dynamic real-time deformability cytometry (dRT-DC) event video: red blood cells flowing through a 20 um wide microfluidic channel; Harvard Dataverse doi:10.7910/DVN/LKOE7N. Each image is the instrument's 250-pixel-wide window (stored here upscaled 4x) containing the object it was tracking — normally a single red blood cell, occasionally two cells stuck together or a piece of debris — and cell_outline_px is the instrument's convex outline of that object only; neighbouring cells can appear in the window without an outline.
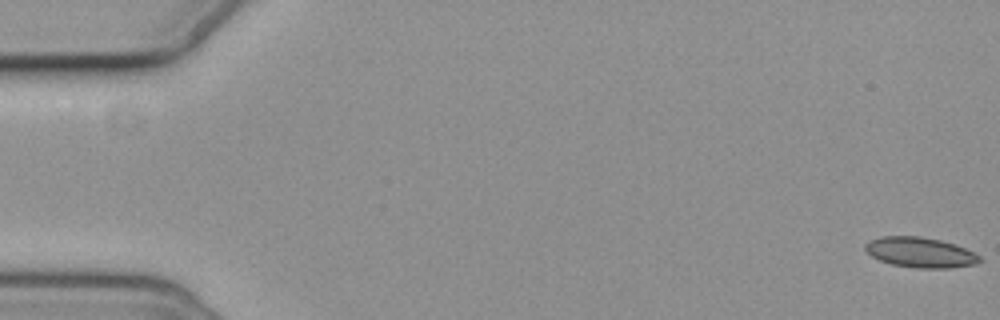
{"species": "common noctule bat (a hibernating species)", "species_latin": "Nyctalus noctula", "temperature_condition": "cold", "stored_images_in_passage": 6, "camera_frame_rate_fps": 3000, "um_per_image_px": 0.085, "animal": {"sex": "female", "body_mass_g": 19.3, "forearm_length_mm": 54.1}, "frame": {"image": 1, "passage_image": 1, "time_ms": 0.0, "image_size_px": [1000, 320], "cell_outline_px": [[984, 260], [976, 264], [952, 268], [916, 268], [892, 264], [880, 260], [872, 256], [864, 248], [864, 244], [868, 240], [880, 236], [920, 236], [940, 240], [956, 244], [980, 256]], "centroid_in_image_um": [78.23, 21.45], "position_along_channel_um": 6.8, "area_um2": 20.29}}
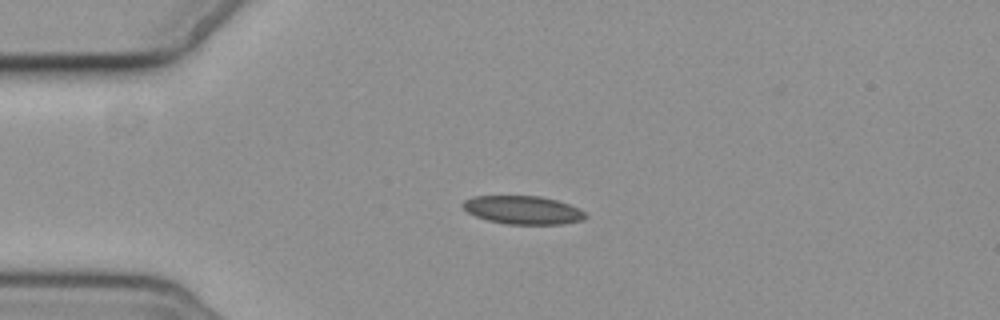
{"frame": {"image": 2, "passage_image": 5, "time_ms": 4.667, "image_size_px": [1000, 320], "cell_outline_px": [[588, 216], [584, 220], [564, 224], [504, 224], [488, 220], [476, 216], [468, 212], [460, 204], [464, 200], [472, 196], [540, 196], [556, 200], [580, 208]], "centroid_in_image_um": [44.46, 17.85], "position_along_channel_um": 40.5, "area_um2": 20.35}}